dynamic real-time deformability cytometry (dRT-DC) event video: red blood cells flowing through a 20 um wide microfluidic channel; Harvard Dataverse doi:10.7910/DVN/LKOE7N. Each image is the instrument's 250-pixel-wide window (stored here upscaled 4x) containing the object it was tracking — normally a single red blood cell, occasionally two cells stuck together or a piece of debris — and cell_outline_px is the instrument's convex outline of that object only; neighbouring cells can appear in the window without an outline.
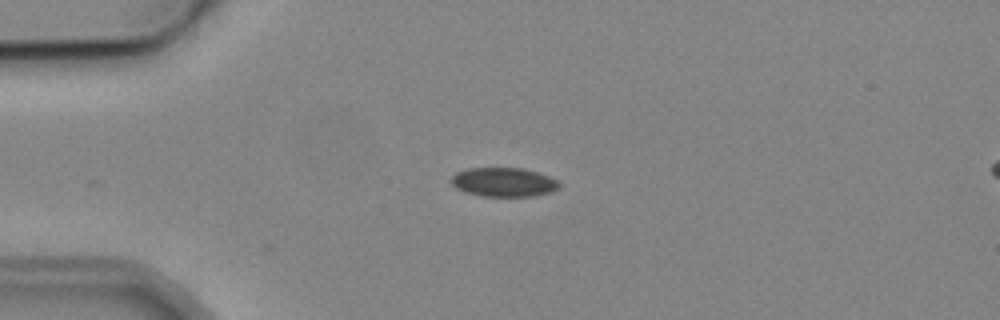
{"species": "common noctule bat (a hibernating species)", "species_latin": "Nyctalus noctula", "temperature_condition": "cold", "stored_images_in_passage": 3, "camera_frame_rate_fps": 3000, "um_per_image_px": 0.085, "animal": {"sex": "male", "body_mass_g": 19.2, "forearm_length_mm": 51.8}, "frame": {"image": 1, "passage_image": 2, "time_ms": 1.333, "image_size_px": [1000, 320], "cell_outline_px": [[560, 188], [552, 192], [536, 196], [484, 196], [464, 192], [456, 188], [452, 184], [452, 176], [456, 172], [468, 168], [524, 168], [548, 176], [556, 180], [560, 184]], "centroid_in_image_um": [42.82, 15.48], "position_along_channel_um": 42.2, "area_um2": 18.32}}